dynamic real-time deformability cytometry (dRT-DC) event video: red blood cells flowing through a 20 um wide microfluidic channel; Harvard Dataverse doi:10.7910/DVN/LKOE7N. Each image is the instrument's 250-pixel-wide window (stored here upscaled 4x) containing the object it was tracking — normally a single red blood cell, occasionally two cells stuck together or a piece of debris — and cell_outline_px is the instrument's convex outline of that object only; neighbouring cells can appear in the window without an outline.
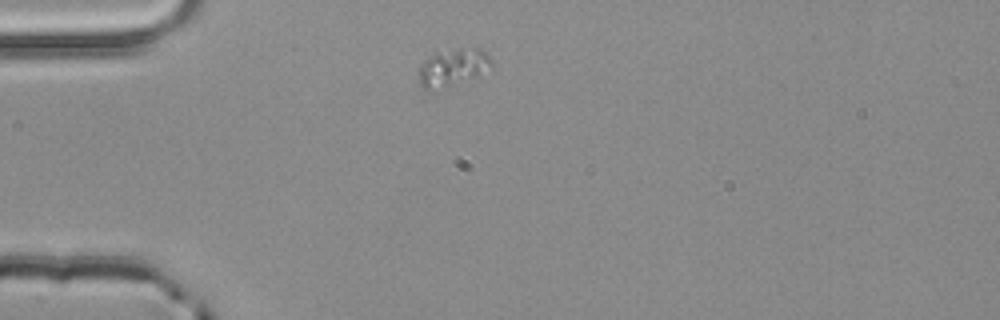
{"species": "common noctule bat (a hibernating species)", "species_latin": "Nyctalus noctula", "temperature_condition": "room temperature", "stored_images_in_passage": 1, "camera_frame_rate_fps": 3000, "um_per_image_px": 0.085, "animal": {"sex": "male", "body_mass_g": 20.4}, "frame": {"image": 1, "passage_image": 1, "time_ms": 0.0, "image_size_px": [1000, 320], "cell_outline_px": [[492, 68], [480, 76], [428, 92], [420, 84], [420, 64], [424, 60], [436, 52], [460, 48], [484, 48], [492, 64]], "centroid_in_image_um": [38.53, 5.73], "position_along_channel_um": 46.5, "area_um2": 16.01}}